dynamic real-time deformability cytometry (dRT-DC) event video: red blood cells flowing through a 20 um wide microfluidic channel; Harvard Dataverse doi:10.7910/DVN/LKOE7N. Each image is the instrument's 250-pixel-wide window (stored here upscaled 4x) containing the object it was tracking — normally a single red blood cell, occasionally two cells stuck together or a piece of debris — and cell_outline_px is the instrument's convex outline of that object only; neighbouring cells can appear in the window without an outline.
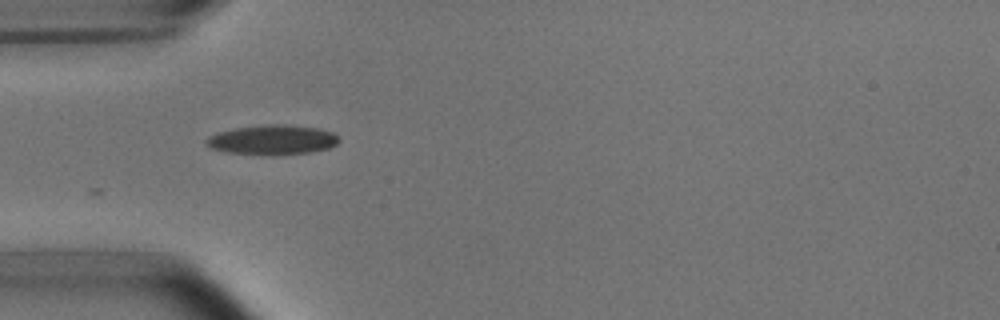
{"species": "common noctule bat (a hibernating species)", "species_latin": "Nyctalus noctula", "temperature_condition": "room temperature", "stored_images_in_passage": 5, "camera_frame_rate_fps": 3000, "um_per_image_px": 0.085, "animal": {"sex": "male", "body_mass_g": 15.6}, "frame": {"image": 1, "passage_image": 2, "time_ms": 1.0, "image_size_px": [1000, 320], "cell_outline_px": [[340, 140], [336, 144], [328, 148], [308, 152], [272, 156], [228, 152], [212, 148], [204, 140], [220, 132], [236, 128], [268, 124], [284, 124], [316, 128], [332, 132], [340, 136]], "centroid_in_image_um": [23.21, 11.89], "position_along_channel_um": 61.8, "area_um2": 22.77}}
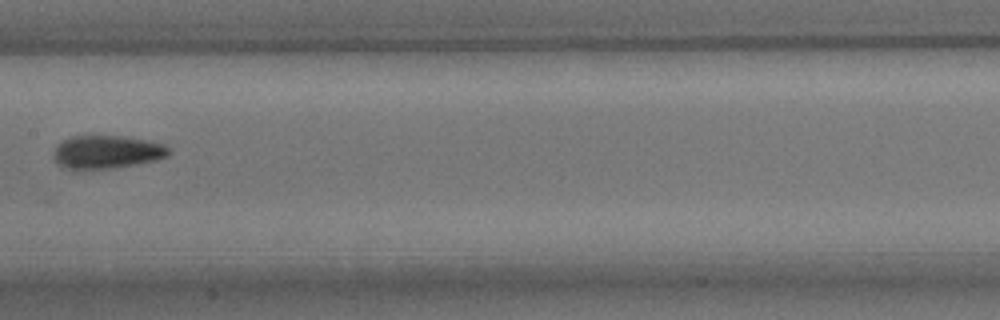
{"frame": {"image": 2, "passage_image": 5, "time_ms": 4.667, "image_size_px": [1000, 320], "cell_outline_px": [[168, 156], [156, 160], [136, 164], [112, 168], [68, 168], [60, 164], [56, 160], [56, 144], [72, 136], [120, 136], [148, 140], [164, 144], [168, 148]], "centroid_in_image_um": [9.13, 12.9], "position_along_channel_um": 198.3, "area_um2": 21.68}}